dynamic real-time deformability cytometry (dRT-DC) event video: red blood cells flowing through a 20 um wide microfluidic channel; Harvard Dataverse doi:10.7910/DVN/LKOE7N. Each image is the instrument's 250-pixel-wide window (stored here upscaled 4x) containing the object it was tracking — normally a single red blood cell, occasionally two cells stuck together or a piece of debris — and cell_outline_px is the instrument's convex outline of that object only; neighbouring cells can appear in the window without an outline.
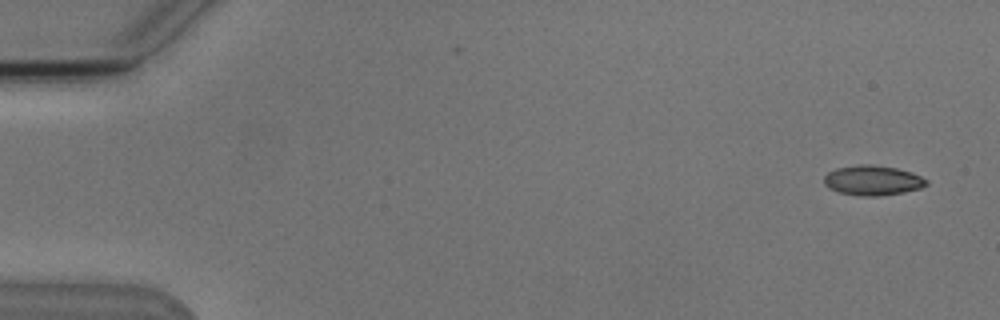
{"species": "Egyptian fruit bat (a non-hibernating species)", "species_latin": "Rousettus aegyptiacus", "temperature_condition": "cold", "stored_images_in_passage": 6, "camera_frame_rate_fps": 3000, "um_per_image_px": 0.085, "animal": {"sex": "male"}, "frame": {"image": 1, "passage_image": 1, "time_ms": 0.0, "image_size_px": [1000, 320], "cell_outline_px": [[928, 184], [920, 188], [904, 192], [876, 196], [860, 196], [840, 192], [828, 188], [824, 184], [824, 176], [828, 172], [836, 168], [860, 164], [872, 164], [896, 168], [912, 172], [928, 180]], "centroid_in_image_um": [74.17, 15.32], "position_along_channel_um": 10.8, "area_um2": 17.86}}
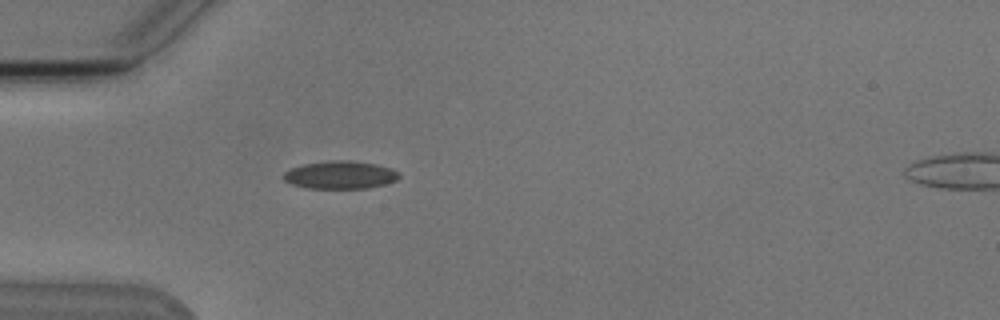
{"frame": {"image": 2, "passage_image": 5, "time_ms": 4.667, "image_size_px": [1000, 320], "cell_outline_px": [[400, 176], [396, 180], [384, 184], [368, 188], [308, 188], [292, 184], [284, 180], [284, 172], [288, 168], [304, 164], [332, 160], [348, 160], [376, 164], [392, 168], [400, 172]], "centroid_in_image_um": [28.93, 14.86], "position_along_channel_um": 56.1, "area_um2": 18.79}}